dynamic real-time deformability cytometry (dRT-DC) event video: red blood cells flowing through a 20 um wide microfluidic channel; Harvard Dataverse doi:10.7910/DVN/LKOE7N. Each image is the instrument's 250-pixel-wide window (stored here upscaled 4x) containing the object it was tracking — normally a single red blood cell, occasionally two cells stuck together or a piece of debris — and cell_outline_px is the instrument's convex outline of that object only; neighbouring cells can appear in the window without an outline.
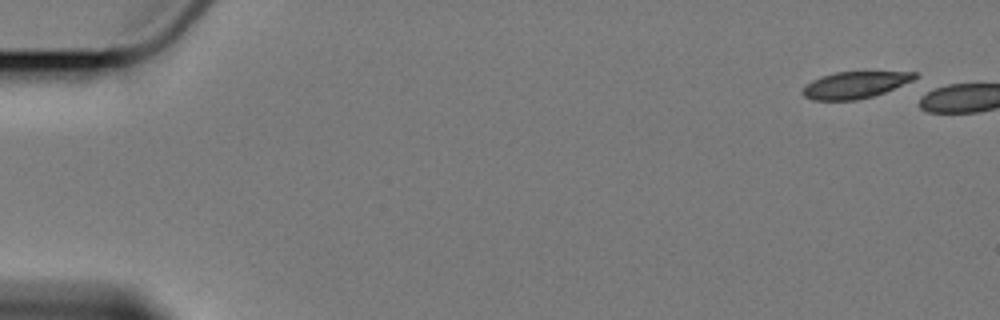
{"species": "Egyptian fruit bat (a non-hibernating species)", "species_latin": "Rousettus aegyptiacus", "temperature_condition": "cold", "stored_images_in_passage": 2, "camera_frame_rate_fps": 3000, "um_per_image_px": 0.085, "animal": {"sex": "female"}, "frame": {"image": 1, "passage_image": 1, "time_ms": 0.0, "image_size_px": [1000, 320], "cell_outline_px": [[920, 80], [872, 96], [856, 100], [812, 100], [804, 96], [800, 92], [812, 80], [836, 72], [916, 72], [920, 76]], "centroid_in_image_um": [72.78, 7.22], "position_along_channel_um": 12.2, "area_um2": 17.63}}